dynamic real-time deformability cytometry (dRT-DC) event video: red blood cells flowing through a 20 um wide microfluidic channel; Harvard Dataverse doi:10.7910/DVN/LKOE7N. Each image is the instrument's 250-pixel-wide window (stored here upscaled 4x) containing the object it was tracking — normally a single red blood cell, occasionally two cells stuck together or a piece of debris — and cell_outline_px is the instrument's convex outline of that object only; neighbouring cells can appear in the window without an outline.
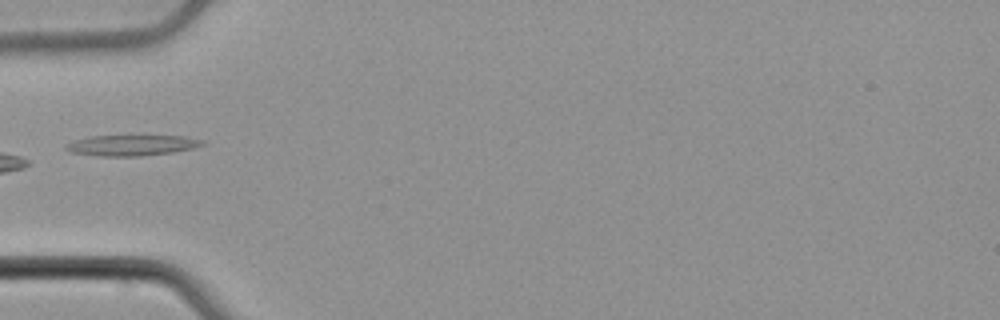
{"species": "common noctule bat (a hibernating species)", "species_latin": "Nyctalus noctula", "temperature_condition": "cold", "stored_images_in_passage": 6, "camera_frame_rate_fps": 3000, "um_per_image_px": 0.085, "animal": {"sex": "male", "body_mass_g": 21.5, "forearm_length_mm": 52.0}, "frame": {"image": 1, "passage_image": 5, "time_ms": 1.333, "image_size_px": [1000, 320], "cell_outline_px": [[204, 144], [192, 148], [172, 152], [140, 156], [100, 156], [72, 152], [64, 148], [64, 144], [72, 140], [88, 136], [132, 132], [184, 136], [204, 140]], "centroid_in_image_um": [11.16, 12.27], "position_along_channel_um": 73.8, "area_um2": 17.8}}
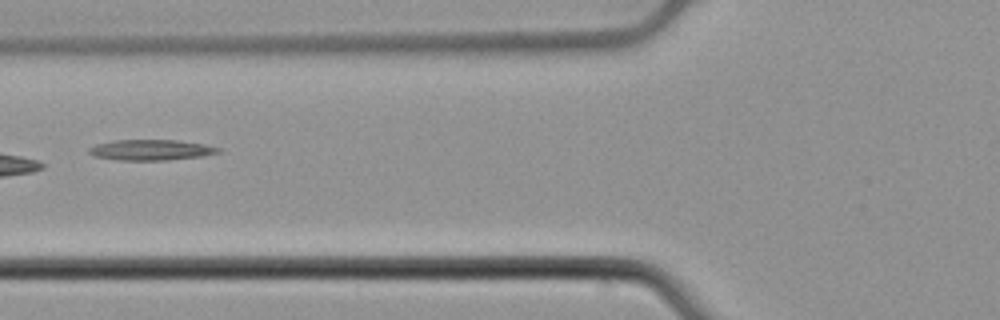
{"frame": {"image": 2, "passage_image": 6, "time_ms": 1.667, "image_size_px": [1000, 320], "cell_outline_px": [[224, 152], [204, 156], [164, 160], [120, 160], [92, 156], [88, 152], [88, 148], [96, 144], [112, 140], [176, 140], [204, 144], [224, 148]], "centroid_in_image_um": [12.89, 12.74], "position_along_channel_um": 112.9, "area_um2": 15.78}}